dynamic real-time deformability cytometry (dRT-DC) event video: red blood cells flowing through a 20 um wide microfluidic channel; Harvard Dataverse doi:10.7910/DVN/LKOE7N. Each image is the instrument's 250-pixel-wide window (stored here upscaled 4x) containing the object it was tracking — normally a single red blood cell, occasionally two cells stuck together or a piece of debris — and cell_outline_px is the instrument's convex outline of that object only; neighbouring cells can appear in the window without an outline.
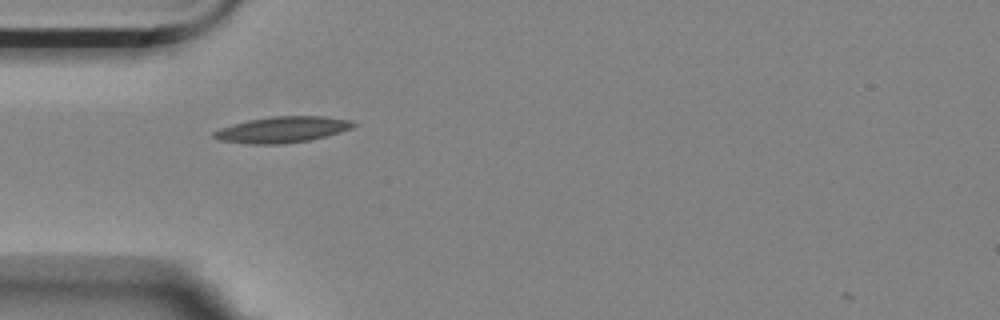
{"species": "Egyptian fruit bat (a non-hibernating species)", "species_latin": "Rousettus aegyptiacus", "temperature_condition": "room temperature", "stored_images_in_passage": 40, "camera_frame_rate_fps": 3000, "um_per_image_px": 0.085, "animal": {"sex": "female"}, "frame": {"image": 1, "passage_image": 1, "time_ms": 0.0, "image_size_px": [1000, 320], "cell_outline_px": [[360, 124], [352, 128], [340, 132], [308, 140], [284, 144], [244, 144], [220, 140], [212, 136], [212, 132], [220, 128], [248, 120], [272, 116], [324, 116], [352, 120]], "centroid_in_image_um": [24.01, 11.01], "position_along_channel_um": 61.0, "area_um2": 21.27}}
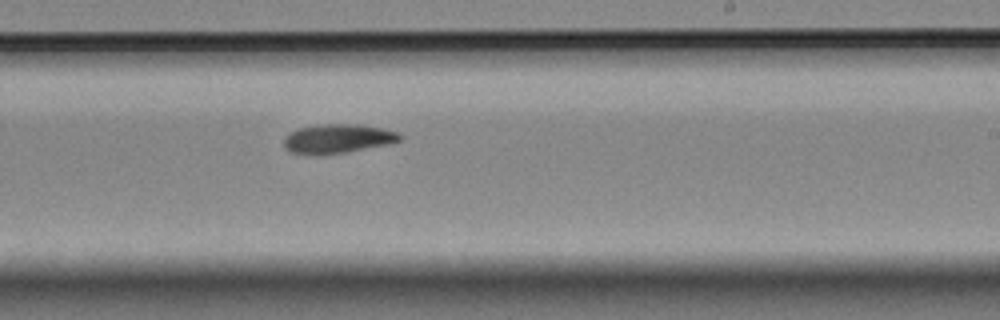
{"frame": {"image": 2, "passage_image": 18, "time_ms": 5.667, "image_size_px": [1000, 320], "cell_outline_px": [[400, 140], [388, 144], [348, 152], [320, 156], [292, 152], [284, 148], [284, 140], [292, 132], [300, 128], [320, 124], [360, 124], [380, 128], [396, 132], [400, 136]], "centroid_in_image_um": [28.69, 11.8], "position_along_channel_um": 260.3, "area_um2": 19.54}}
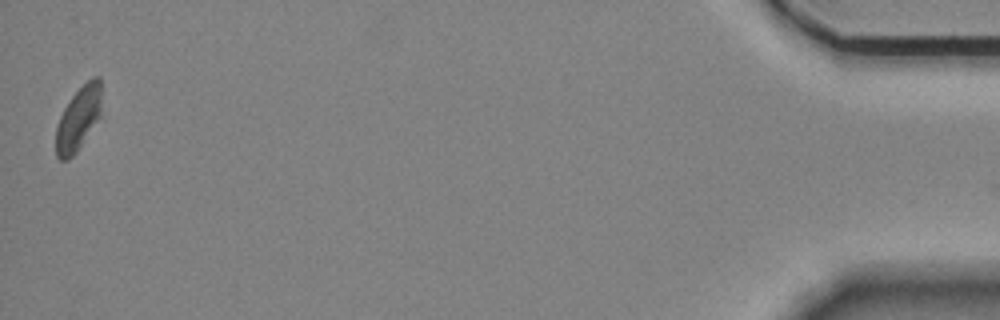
{"frame": {"image": 3, "passage_image": 40, "time_ms": 13.0, "image_size_px": [1000, 320], "cell_outline_px": [[104, 120], [76, 152], [68, 160], [60, 160], [56, 156], [56, 128], [60, 116], [64, 108], [72, 96], [92, 76], [100, 76]], "centroid_in_image_um": [6.77, 10.09], "position_along_channel_um": 428.4, "area_um2": 18.03}}